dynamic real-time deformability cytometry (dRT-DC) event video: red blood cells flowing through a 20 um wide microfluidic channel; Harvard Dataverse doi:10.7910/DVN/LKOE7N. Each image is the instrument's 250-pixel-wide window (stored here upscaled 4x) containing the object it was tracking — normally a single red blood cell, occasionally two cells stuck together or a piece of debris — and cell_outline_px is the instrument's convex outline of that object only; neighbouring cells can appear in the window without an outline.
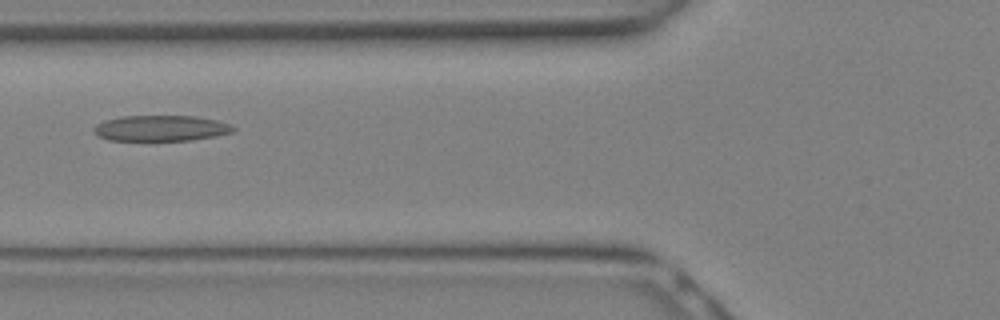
{"species": "Egyptian fruit bat (a non-hibernating species)", "species_latin": "Rousettus aegyptiacus", "temperature_condition": "warm", "stored_images_in_passage": 5, "camera_frame_rate_fps": 3000, "um_per_image_px": 0.085, "animal": {"sex": "female"}, "frame": {"image": 1, "passage_image": 4, "time_ms": 1.0, "image_size_px": [1000, 320], "cell_outline_px": [[236, 128], [232, 132], [216, 136], [192, 140], [108, 140], [96, 136], [96, 124], [108, 120], [124, 116], [192, 116], [216, 120], [228, 124]], "centroid_in_image_um": [13.7, 10.9], "position_along_channel_um": 112.1, "area_um2": 20.58}}